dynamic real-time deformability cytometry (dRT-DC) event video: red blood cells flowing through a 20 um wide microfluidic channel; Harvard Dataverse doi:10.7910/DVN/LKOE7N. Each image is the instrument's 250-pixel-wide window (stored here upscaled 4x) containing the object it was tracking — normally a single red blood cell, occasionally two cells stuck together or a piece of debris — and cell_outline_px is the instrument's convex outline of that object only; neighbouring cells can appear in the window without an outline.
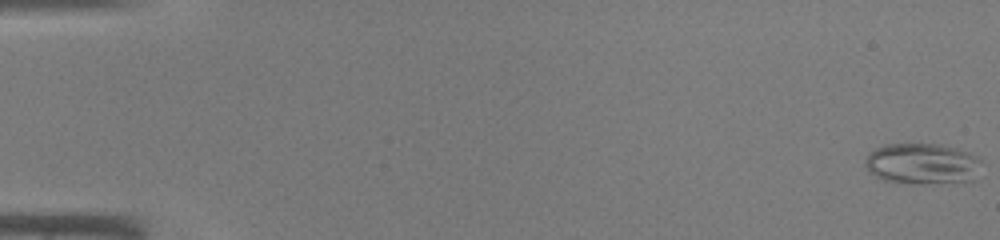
{"species": "common noctule bat (a hibernating species)", "species_latin": "Nyctalus noctula", "temperature_condition": "warm", "stored_images_in_passage": 45, "camera_frame_rate_fps": 3000, "um_per_image_px": 0.085, "animal": {"sex": "male", "body_mass_g": 19.0, "forearm_length_mm": 50.8}, "frame": {"image": 1, "passage_image": 1, "time_ms": 0.0, "image_size_px": [1000, 240], "cell_outline_px": [[980, 160], [972, 180], [920, 184], [908, 184], [884, 180], [868, 172], [864, 164], [868, 152], [884, 144], [936, 144], [956, 148], [968, 152], [976, 156]], "centroid_in_image_um": [78.29, 13.91], "position_along_channel_um": 6.7, "area_um2": 27.57}}
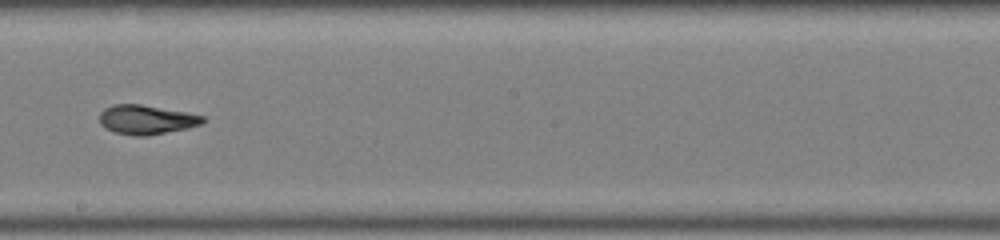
{"frame": {"image": 2, "passage_image": 27, "time_ms": 8.667, "image_size_px": [1000, 240], "cell_outline_px": [[204, 120], [200, 124], [188, 128], [144, 136], [136, 136], [116, 132], [104, 128], [100, 124], [100, 112], [104, 108], [112, 104], [140, 104], [188, 112], [204, 116]], "centroid_in_image_um": [12.42, 10.16], "position_along_channel_um": 235.8, "area_um2": 17.57}}
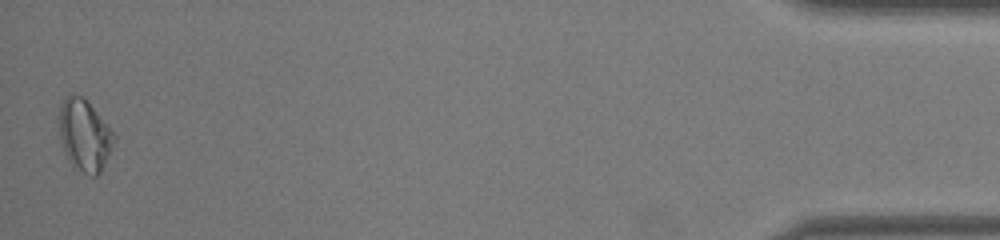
{"frame": {"image": 3, "passage_image": 45, "time_ms": 14.667, "image_size_px": [1000, 240], "cell_outline_px": [[116, 140], [100, 172], [96, 176], [92, 176], [84, 172], [68, 160], [60, 140], [56, 116], [60, 104], [72, 92], [84, 96], [88, 100], [116, 132]], "centroid_in_image_um": [7.18, 11.4], "position_along_channel_um": 428.0, "area_um2": 23.64}}